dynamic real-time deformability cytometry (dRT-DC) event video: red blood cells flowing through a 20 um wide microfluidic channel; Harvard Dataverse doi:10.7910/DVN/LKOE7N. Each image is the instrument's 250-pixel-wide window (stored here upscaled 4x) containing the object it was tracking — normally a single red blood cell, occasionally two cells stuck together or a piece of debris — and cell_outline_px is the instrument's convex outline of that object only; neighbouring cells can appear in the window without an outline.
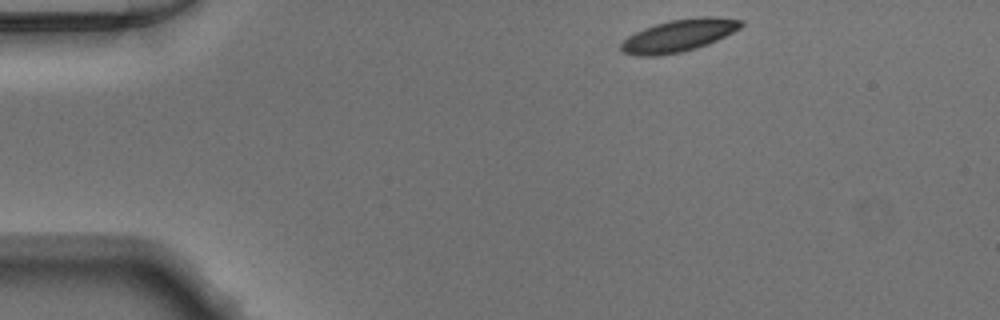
{"species": "Egyptian fruit bat (a non-hibernating species)", "species_latin": "Rousettus aegyptiacus", "temperature_condition": "warm", "stored_images_in_passage": 43, "camera_frame_rate_fps": 3000, "um_per_image_px": 0.085, "animal": {"sex": "male"}, "frame": {"image": 1, "passage_image": 1, "time_ms": 0.0, "image_size_px": [1000, 320], "cell_outline_px": [[744, 24], [740, 28], [708, 44], [696, 48], [680, 52], [656, 56], [636, 56], [624, 52], [620, 48], [620, 44], [628, 36], [644, 28], [656, 24], [672, 20], [700, 16], [708, 16], [744, 20]], "centroid_in_image_um": [57.69, 3.02], "position_along_channel_um": 27.3, "area_um2": 22.37}}
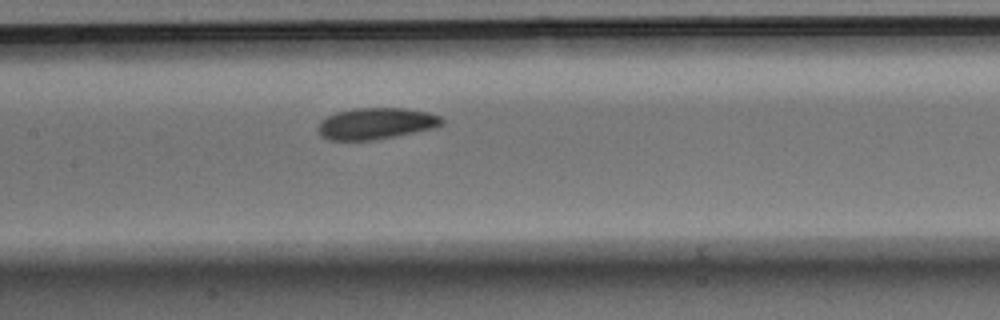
{"frame": {"image": 2, "passage_image": 17, "time_ms": 5.333, "image_size_px": [1000, 320], "cell_outline_px": [[444, 124], [432, 128], [372, 140], [328, 140], [320, 136], [316, 128], [320, 120], [336, 112], [352, 108], [404, 108], [428, 112], [440, 116], [444, 120]], "centroid_in_image_um": [31.9, 10.49], "position_along_channel_um": 175.5, "area_um2": 22.66}}
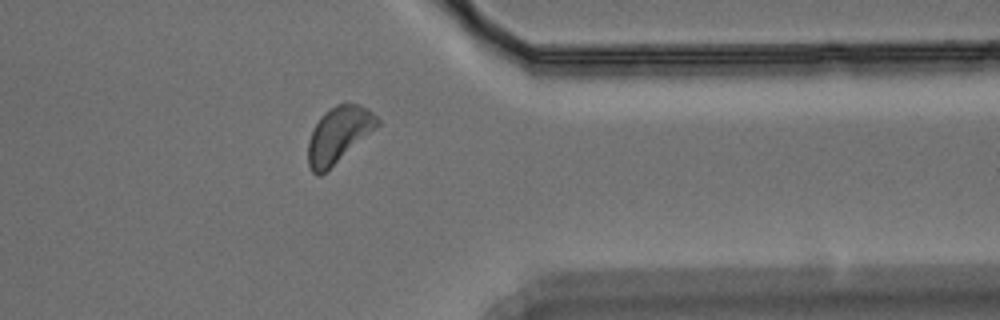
{"frame": {"image": 3, "passage_image": 33, "time_ms": 10.667, "image_size_px": [1000, 320], "cell_outline_px": [[380, 124], [376, 128], [320, 176], [316, 176], [312, 172], [308, 164], [308, 140], [320, 116], [324, 112], [336, 104], [360, 104], [368, 108], [380, 120]], "centroid_in_image_um": [28.78, 11.44], "position_along_channel_um": 382.6, "area_um2": 22.31}}